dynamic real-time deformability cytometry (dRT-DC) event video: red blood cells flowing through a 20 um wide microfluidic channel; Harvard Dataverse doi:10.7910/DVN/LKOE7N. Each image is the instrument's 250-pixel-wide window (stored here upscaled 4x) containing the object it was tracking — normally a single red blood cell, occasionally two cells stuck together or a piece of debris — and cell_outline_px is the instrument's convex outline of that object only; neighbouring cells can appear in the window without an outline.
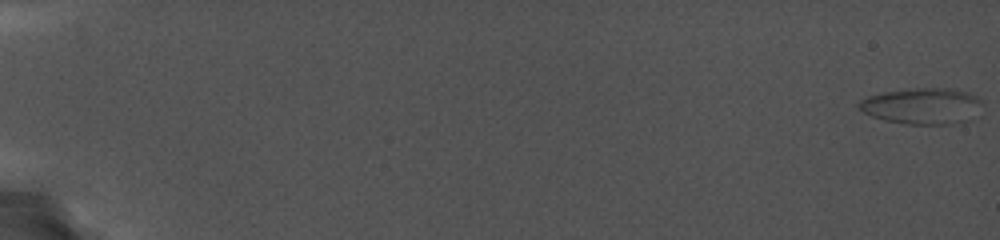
{"species": "common noctule bat (a hibernating species)", "species_latin": "Nyctalus noctula", "temperature_condition": "cold", "stored_images_in_passage": 97, "camera_frame_rate_fps": 5000, "um_per_image_px": 0.085, "animal": {"sex": "female", "body_mass_g": 19.0, "forearm_length_mm": 56.7}, "frame": {"image": 1, "passage_image": 1, "time_ms": 0.0, "image_size_px": [1000, 240], "cell_outline_px": [[984, 100], [940, 124], [912, 124], [888, 120], [864, 112], [860, 108], [860, 104], [868, 96], [884, 92], [904, 88], [952, 88], [968, 92]], "centroid_in_image_um": [78.16, 8.91], "position_along_channel_um": 6.8, "area_um2": 23.47}}
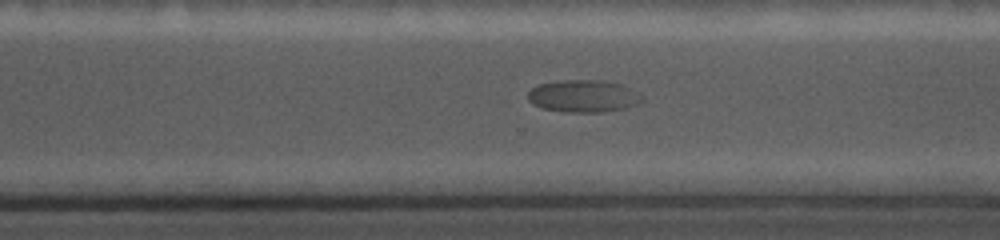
{"frame": {"image": 2, "passage_image": 78, "time_ms": 15.4, "image_size_px": [1000, 240], "cell_outline_px": [[644, 100], [636, 104], [624, 108], [604, 112], [568, 112], [540, 108], [532, 104], [528, 100], [528, 92], [532, 88], [540, 84], [560, 80], [604, 80], [620, 84], [640, 92], [644, 96]], "centroid_in_image_um": [49.61, 8.17], "position_along_channel_um": 321.0, "area_um2": 21.68}}
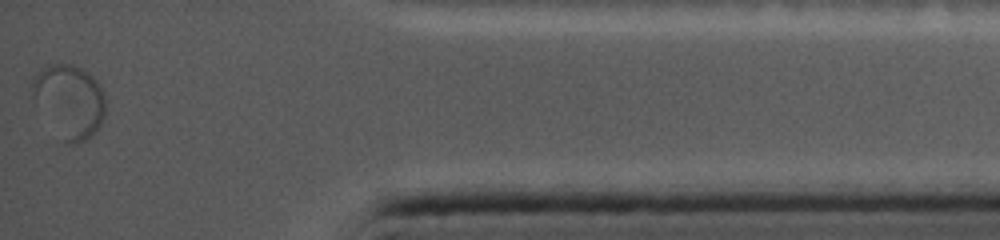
{"frame": {"image": 3, "passage_image": 97, "time_ms": 19.2, "image_size_px": [1000, 240], "cell_outline_px": [[104, 116], [100, 124], [84, 140], [76, 144], [64, 144], [32, 96], [32, 76], [40, 68], [52, 64], [72, 64], [88, 72], [100, 84], [104, 96]], "centroid_in_image_um": [5.87, 8.56], "position_along_channel_um": 429.3, "area_um2": 30.81}}